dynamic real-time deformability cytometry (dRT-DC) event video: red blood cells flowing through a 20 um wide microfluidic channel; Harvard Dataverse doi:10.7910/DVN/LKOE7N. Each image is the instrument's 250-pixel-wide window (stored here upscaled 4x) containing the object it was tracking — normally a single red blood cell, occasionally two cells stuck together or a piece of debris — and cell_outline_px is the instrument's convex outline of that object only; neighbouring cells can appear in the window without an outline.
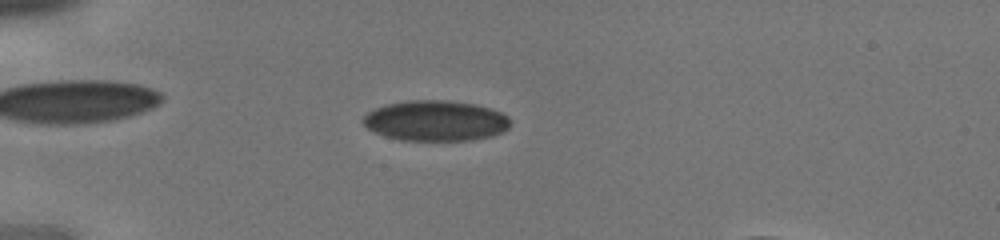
{"species": "human", "species_latin": "Homo sapiens", "temperature_condition": "cold", "stored_images_in_passage": 44, "segment_of_instrument_passage": [1, 2], "camera_frame_rate_fps": 3000, "um_per_image_px": 0.085, "donor": {"sex": "male"}, "frame": {"image": 1, "passage_image": 13, "time_ms": 4.0, "image_size_px": [1000, 240], "cell_outline_px": [[512, 124], [508, 128], [492, 136], [472, 140], [400, 140], [384, 136], [368, 128], [360, 120], [368, 112], [384, 104], [408, 100], [448, 100], [476, 104], [492, 108], [508, 116]], "centroid_in_image_um": [37.03, 10.25], "position_along_channel_um": 48.0, "area_um2": 34.97}}
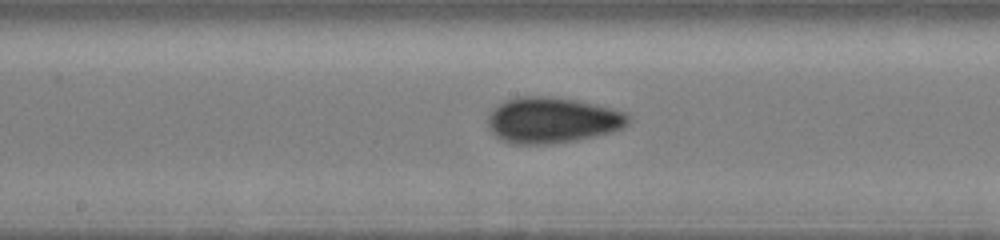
{"frame": {"image": 2, "passage_image": 24, "time_ms": 7.667, "image_size_px": [1000, 240], "cell_outline_px": [[632, 120], [624, 128], [612, 132], [596, 136], [576, 140], [552, 144], [508, 144], [496, 136], [488, 128], [488, 112], [492, 108], [504, 100], [516, 96], [548, 96], [576, 100], [596, 104], [628, 112], [632, 116]], "centroid_in_image_um": [46.96, 10.21], "position_along_channel_um": 201.2, "area_um2": 38.32}}
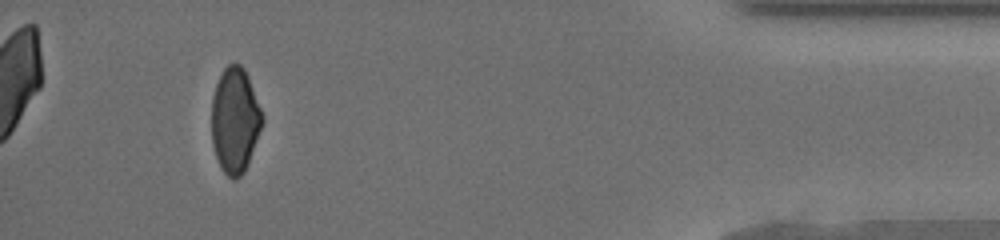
{"frame": {"image": 3, "passage_image": 40, "time_ms": 13.0, "image_size_px": [1000, 240], "cell_outline_px": [[264, 120], [244, 172], [236, 180], [232, 180], [224, 172], [216, 156], [212, 144], [212, 96], [216, 84], [224, 68], [228, 64], [240, 64], [244, 68], [248, 76], [264, 116]], "centroid_in_image_um": [19.97, 10.21], "position_along_channel_um": 415.2, "area_um2": 30.92}}